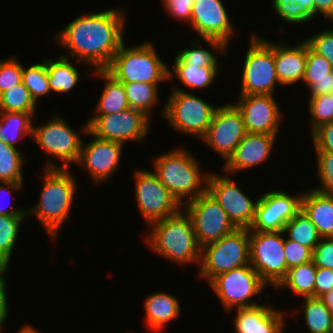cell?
Segmentation results:
<instances>
[{"label":"cell","instance_id":"cell-1","mask_svg":"<svg viewBox=\"0 0 333 333\" xmlns=\"http://www.w3.org/2000/svg\"><path fill=\"white\" fill-rule=\"evenodd\" d=\"M125 14L121 9L84 13L56 35L60 45L67 47L77 62L107 69L113 56L124 43Z\"/></svg>","mask_w":333,"mask_h":333},{"label":"cell","instance_id":"cell-2","mask_svg":"<svg viewBox=\"0 0 333 333\" xmlns=\"http://www.w3.org/2000/svg\"><path fill=\"white\" fill-rule=\"evenodd\" d=\"M181 210L170 217L149 225L151 232L145 238L147 245L157 254L178 264L201 262V247L198 245L192 220Z\"/></svg>","mask_w":333,"mask_h":333},{"label":"cell","instance_id":"cell-3","mask_svg":"<svg viewBox=\"0 0 333 333\" xmlns=\"http://www.w3.org/2000/svg\"><path fill=\"white\" fill-rule=\"evenodd\" d=\"M40 200L28 215L34 214L51 236L57 238L61 226L69 219L77 183L69 169H45Z\"/></svg>","mask_w":333,"mask_h":333},{"label":"cell","instance_id":"cell-4","mask_svg":"<svg viewBox=\"0 0 333 333\" xmlns=\"http://www.w3.org/2000/svg\"><path fill=\"white\" fill-rule=\"evenodd\" d=\"M180 147L155 158L154 173L183 206L207 191L209 174L201 171L198 161Z\"/></svg>","mask_w":333,"mask_h":333},{"label":"cell","instance_id":"cell-5","mask_svg":"<svg viewBox=\"0 0 333 333\" xmlns=\"http://www.w3.org/2000/svg\"><path fill=\"white\" fill-rule=\"evenodd\" d=\"M106 70L122 83L158 85L169 80L168 66L159 58L149 41L132 48H126L123 43Z\"/></svg>","mask_w":333,"mask_h":333},{"label":"cell","instance_id":"cell-6","mask_svg":"<svg viewBox=\"0 0 333 333\" xmlns=\"http://www.w3.org/2000/svg\"><path fill=\"white\" fill-rule=\"evenodd\" d=\"M250 264L249 229L236 228L201 248L199 276L208 283L217 275Z\"/></svg>","mask_w":333,"mask_h":333},{"label":"cell","instance_id":"cell-7","mask_svg":"<svg viewBox=\"0 0 333 333\" xmlns=\"http://www.w3.org/2000/svg\"><path fill=\"white\" fill-rule=\"evenodd\" d=\"M216 108L199 96L174 86L161 114L174 130L202 139Z\"/></svg>","mask_w":333,"mask_h":333},{"label":"cell","instance_id":"cell-8","mask_svg":"<svg viewBox=\"0 0 333 333\" xmlns=\"http://www.w3.org/2000/svg\"><path fill=\"white\" fill-rule=\"evenodd\" d=\"M244 59L240 95H274L280 82L274 60V43L252 34Z\"/></svg>","mask_w":333,"mask_h":333},{"label":"cell","instance_id":"cell-9","mask_svg":"<svg viewBox=\"0 0 333 333\" xmlns=\"http://www.w3.org/2000/svg\"><path fill=\"white\" fill-rule=\"evenodd\" d=\"M32 139L48 155L64 162L58 166L49 157L45 169H70V163L78 162L83 140L63 118L55 115L47 123L34 125Z\"/></svg>","mask_w":333,"mask_h":333},{"label":"cell","instance_id":"cell-10","mask_svg":"<svg viewBox=\"0 0 333 333\" xmlns=\"http://www.w3.org/2000/svg\"><path fill=\"white\" fill-rule=\"evenodd\" d=\"M209 285L226 311H231L259 305L250 299L260 294L268 284L249 264L217 275Z\"/></svg>","mask_w":333,"mask_h":333},{"label":"cell","instance_id":"cell-11","mask_svg":"<svg viewBox=\"0 0 333 333\" xmlns=\"http://www.w3.org/2000/svg\"><path fill=\"white\" fill-rule=\"evenodd\" d=\"M283 233L249 231L250 264L274 288L287 274Z\"/></svg>","mask_w":333,"mask_h":333},{"label":"cell","instance_id":"cell-12","mask_svg":"<svg viewBox=\"0 0 333 333\" xmlns=\"http://www.w3.org/2000/svg\"><path fill=\"white\" fill-rule=\"evenodd\" d=\"M190 26L211 48L227 55L235 30L221 0H195Z\"/></svg>","mask_w":333,"mask_h":333},{"label":"cell","instance_id":"cell-13","mask_svg":"<svg viewBox=\"0 0 333 333\" xmlns=\"http://www.w3.org/2000/svg\"><path fill=\"white\" fill-rule=\"evenodd\" d=\"M183 206L192 220L195 237L201 248L236 229L224 209L207 191Z\"/></svg>","mask_w":333,"mask_h":333},{"label":"cell","instance_id":"cell-14","mask_svg":"<svg viewBox=\"0 0 333 333\" xmlns=\"http://www.w3.org/2000/svg\"><path fill=\"white\" fill-rule=\"evenodd\" d=\"M150 119L143 112L129 107L114 114L94 115L87 124L94 136L124 144L125 141L142 142L149 133Z\"/></svg>","mask_w":333,"mask_h":333},{"label":"cell","instance_id":"cell-15","mask_svg":"<svg viewBox=\"0 0 333 333\" xmlns=\"http://www.w3.org/2000/svg\"><path fill=\"white\" fill-rule=\"evenodd\" d=\"M135 179L136 203L147 226L173 216L183 208L153 171L137 170Z\"/></svg>","mask_w":333,"mask_h":333},{"label":"cell","instance_id":"cell-16","mask_svg":"<svg viewBox=\"0 0 333 333\" xmlns=\"http://www.w3.org/2000/svg\"><path fill=\"white\" fill-rule=\"evenodd\" d=\"M246 133L242 115L234 104L217 105L211 124L201 140L226 163Z\"/></svg>","mask_w":333,"mask_h":333},{"label":"cell","instance_id":"cell-17","mask_svg":"<svg viewBox=\"0 0 333 333\" xmlns=\"http://www.w3.org/2000/svg\"><path fill=\"white\" fill-rule=\"evenodd\" d=\"M301 194L292 196L285 191H269L257 198L255 218L249 231H283L289 222L301 210Z\"/></svg>","mask_w":333,"mask_h":333},{"label":"cell","instance_id":"cell-18","mask_svg":"<svg viewBox=\"0 0 333 333\" xmlns=\"http://www.w3.org/2000/svg\"><path fill=\"white\" fill-rule=\"evenodd\" d=\"M207 192L227 213L236 228L249 229L255 218L256 201H252L228 176L210 172Z\"/></svg>","mask_w":333,"mask_h":333},{"label":"cell","instance_id":"cell-19","mask_svg":"<svg viewBox=\"0 0 333 333\" xmlns=\"http://www.w3.org/2000/svg\"><path fill=\"white\" fill-rule=\"evenodd\" d=\"M82 132L93 136L95 139L88 142V144L82 141L77 164L88 170L92 181L100 184L103 181L106 182L119 168L124 144L94 136L88 130L87 122L82 128Z\"/></svg>","mask_w":333,"mask_h":333},{"label":"cell","instance_id":"cell-20","mask_svg":"<svg viewBox=\"0 0 333 333\" xmlns=\"http://www.w3.org/2000/svg\"><path fill=\"white\" fill-rule=\"evenodd\" d=\"M233 103L242 115L247 133L277 135L282 113L274 95H240Z\"/></svg>","mask_w":333,"mask_h":333},{"label":"cell","instance_id":"cell-21","mask_svg":"<svg viewBox=\"0 0 333 333\" xmlns=\"http://www.w3.org/2000/svg\"><path fill=\"white\" fill-rule=\"evenodd\" d=\"M277 135L246 133L234 154L224 164V171L234 174L268 160Z\"/></svg>","mask_w":333,"mask_h":333},{"label":"cell","instance_id":"cell-22","mask_svg":"<svg viewBox=\"0 0 333 333\" xmlns=\"http://www.w3.org/2000/svg\"><path fill=\"white\" fill-rule=\"evenodd\" d=\"M259 304L238 308L234 318L236 333H284L285 313Z\"/></svg>","mask_w":333,"mask_h":333},{"label":"cell","instance_id":"cell-23","mask_svg":"<svg viewBox=\"0 0 333 333\" xmlns=\"http://www.w3.org/2000/svg\"><path fill=\"white\" fill-rule=\"evenodd\" d=\"M274 60L277 77L282 86L302 81L307 60V43L304 40L293 47L274 43Z\"/></svg>","mask_w":333,"mask_h":333},{"label":"cell","instance_id":"cell-24","mask_svg":"<svg viewBox=\"0 0 333 333\" xmlns=\"http://www.w3.org/2000/svg\"><path fill=\"white\" fill-rule=\"evenodd\" d=\"M301 211L315 225L321 237H333V196L312 189L301 198Z\"/></svg>","mask_w":333,"mask_h":333},{"label":"cell","instance_id":"cell-25","mask_svg":"<svg viewBox=\"0 0 333 333\" xmlns=\"http://www.w3.org/2000/svg\"><path fill=\"white\" fill-rule=\"evenodd\" d=\"M144 310L147 328L157 332L166 328L168 322L178 318L181 308L175 296L161 291L146 298Z\"/></svg>","mask_w":333,"mask_h":333},{"label":"cell","instance_id":"cell-26","mask_svg":"<svg viewBox=\"0 0 333 333\" xmlns=\"http://www.w3.org/2000/svg\"><path fill=\"white\" fill-rule=\"evenodd\" d=\"M95 70L98 77L106 81L105 87L97 104L95 115H108L124 111L129 108L127 95L123 83L117 80L106 69Z\"/></svg>","mask_w":333,"mask_h":333},{"label":"cell","instance_id":"cell-27","mask_svg":"<svg viewBox=\"0 0 333 333\" xmlns=\"http://www.w3.org/2000/svg\"><path fill=\"white\" fill-rule=\"evenodd\" d=\"M68 55H62L57 60L46 59L48 83L50 89L57 93H69L80 79V74Z\"/></svg>","mask_w":333,"mask_h":333},{"label":"cell","instance_id":"cell-28","mask_svg":"<svg viewBox=\"0 0 333 333\" xmlns=\"http://www.w3.org/2000/svg\"><path fill=\"white\" fill-rule=\"evenodd\" d=\"M317 267L313 261L290 268L275 289L290 288L293 294L314 297Z\"/></svg>","mask_w":333,"mask_h":333},{"label":"cell","instance_id":"cell-29","mask_svg":"<svg viewBox=\"0 0 333 333\" xmlns=\"http://www.w3.org/2000/svg\"><path fill=\"white\" fill-rule=\"evenodd\" d=\"M35 113L24 112H0V140L10 146L16 147L15 143L21 137L31 136Z\"/></svg>","mask_w":333,"mask_h":333},{"label":"cell","instance_id":"cell-30","mask_svg":"<svg viewBox=\"0 0 333 333\" xmlns=\"http://www.w3.org/2000/svg\"><path fill=\"white\" fill-rule=\"evenodd\" d=\"M219 68H204L195 65H185L177 56L173 69H169V80L172 75H177V79L186 87L191 89H205L212 84Z\"/></svg>","mask_w":333,"mask_h":333},{"label":"cell","instance_id":"cell-31","mask_svg":"<svg viewBox=\"0 0 333 333\" xmlns=\"http://www.w3.org/2000/svg\"><path fill=\"white\" fill-rule=\"evenodd\" d=\"M303 314L309 333H329L332 310L321 298H303Z\"/></svg>","mask_w":333,"mask_h":333},{"label":"cell","instance_id":"cell-32","mask_svg":"<svg viewBox=\"0 0 333 333\" xmlns=\"http://www.w3.org/2000/svg\"><path fill=\"white\" fill-rule=\"evenodd\" d=\"M129 107L151 117L153 107L158 103V85L150 83H123Z\"/></svg>","mask_w":333,"mask_h":333},{"label":"cell","instance_id":"cell-33","mask_svg":"<svg viewBox=\"0 0 333 333\" xmlns=\"http://www.w3.org/2000/svg\"><path fill=\"white\" fill-rule=\"evenodd\" d=\"M284 234H289L288 239L298 242L312 251L321 239L315 225L300 210L289 222L285 224Z\"/></svg>","mask_w":333,"mask_h":333},{"label":"cell","instance_id":"cell-34","mask_svg":"<svg viewBox=\"0 0 333 333\" xmlns=\"http://www.w3.org/2000/svg\"><path fill=\"white\" fill-rule=\"evenodd\" d=\"M25 217L0 215V269L8 270L19 227Z\"/></svg>","mask_w":333,"mask_h":333},{"label":"cell","instance_id":"cell-35","mask_svg":"<svg viewBox=\"0 0 333 333\" xmlns=\"http://www.w3.org/2000/svg\"><path fill=\"white\" fill-rule=\"evenodd\" d=\"M24 158L16 147L0 140V182L23 183Z\"/></svg>","mask_w":333,"mask_h":333},{"label":"cell","instance_id":"cell-36","mask_svg":"<svg viewBox=\"0 0 333 333\" xmlns=\"http://www.w3.org/2000/svg\"><path fill=\"white\" fill-rule=\"evenodd\" d=\"M36 107L23 82L0 94V112L36 113Z\"/></svg>","mask_w":333,"mask_h":333},{"label":"cell","instance_id":"cell-37","mask_svg":"<svg viewBox=\"0 0 333 333\" xmlns=\"http://www.w3.org/2000/svg\"><path fill=\"white\" fill-rule=\"evenodd\" d=\"M23 84L29 90L32 99L38 103L39 97L51 93L48 83V71L46 69V59L43 63L30 65L23 68Z\"/></svg>","mask_w":333,"mask_h":333},{"label":"cell","instance_id":"cell-38","mask_svg":"<svg viewBox=\"0 0 333 333\" xmlns=\"http://www.w3.org/2000/svg\"><path fill=\"white\" fill-rule=\"evenodd\" d=\"M308 102L312 131L324 123L333 122V94L310 97Z\"/></svg>","mask_w":333,"mask_h":333},{"label":"cell","instance_id":"cell-39","mask_svg":"<svg viewBox=\"0 0 333 333\" xmlns=\"http://www.w3.org/2000/svg\"><path fill=\"white\" fill-rule=\"evenodd\" d=\"M192 42L193 48H184V50L178 51L177 57L185 64V65H195L197 67L204 68H219L217 57L211 50H207L205 48L199 47L200 43Z\"/></svg>","mask_w":333,"mask_h":333},{"label":"cell","instance_id":"cell-40","mask_svg":"<svg viewBox=\"0 0 333 333\" xmlns=\"http://www.w3.org/2000/svg\"><path fill=\"white\" fill-rule=\"evenodd\" d=\"M333 70L331 63L323 56L313 52L307 44V60L302 82L308 89L313 85V79H322Z\"/></svg>","mask_w":333,"mask_h":333},{"label":"cell","instance_id":"cell-41","mask_svg":"<svg viewBox=\"0 0 333 333\" xmlns=\"http://www.w3.org/2000/svg\"><path fill=\"white\" fill-rule=\"evenodd\" d=\"M315 154L317 155V175L322 186L314 189L333 196V153L316 152Z\"/></svg>","mask_w":333,"mask_h":333},{"label":"cell","instance_id":"cell-42","mask_svg":"<svg viewBox=\"0 0 333 333\" xmlns=\"http://www.w3.org/2000/svg\"><path fill=\"white\" fill-rule=\"evenodd\" d=\"M23 66L15 57L0 61V94L22 83Z\"/></svg>","mask_w":333,"mask_h":333},{"label":"cell","instance_id":"cell-43","mask_svg":"<svg viewBox=\"0 0 333 333\" xmlns=\"http://www.w3.org/2000/svg\"><path fill=\"white\" fill-rule=\"evenodd\" d=\"M284 255L288 271L292 267L312 261L313 251L298 242L284 238Z\"/></svg>","mask_w":333,"mask_h":333},{"label":"cell","instance_id":"cell-44","mask_svg":"<svg viewBox=\"0 0 333 333\" xmlns=\"http://www.w3.org/2000/svg\"><path fill=\"white\" fill-rule=\"evenodd\" d=\"M308 47L316 54L325 57L333 68V29L312 35L305 39Z\"/></svg>","mask_w":333,"mask_h":333},{"label":"cell","instance_id":"cell-45","mask_svg":"<svg viewBox=\"0 0 333 333\" xmlns=\"http://www.w3.org/2000/svg\"><path fill=\"white\" fill-rule=\"evenodd\" d=\"M273 8L280 18L292 24L305 23L314 18L305 7L296 3L273 4Z\"/></svg>","mask_w":333,"mask_h":333},{"label":"cell","instance_id":"cell-46","mask_svg":"<svg viewBox=\"0 0 333 333\" xmlns=\"http://www.w3.org/2000/svg\"><path fill=\"white\" fill-rule=\"evenodd\" d=\"M312 261L316 267L333 269V237H321L313 250Z\"/></svg>","mask_w":333,"mask_h":333},{"label":"cell","instance_id":"cell-47","mask_svg":"<svg viewBox=\"0 0 333 333\" xmlns=\"http://www.w3.org/2000/svg\"><path fill=\"white\" fill-rule=\"evenodd\" d=\"M311 132L316 152L333 153V122L324 123Z\"/></svg>","mask_w":333,"mask_h":333},{"label":"cell","instance_id":"cell-48","mask_svg":"<svg viewBox=\"0 0 333 333\" xmlns=\"http://www.w3.org/2000/svg\"><path fill=\"white\" fill-rule=\"evenodd\" d=\"M195 0H163L164 7L176 19L188 21L190 24L192 6Z\"/></svg>","mask_w":333,"mask_h":333},{"label":"cell","instance_id":"cell-49","mask_svg":"<svg viewBox=\"0 0 333 333\" xmlns=\"http://www.w3.org/2000/svg\"><path fill=\"white\" fill-rule=\"evenodd\" d=\"M333 290V269L317 267L314 297L321 298Z\"/></svg>","mask_w":333,"mask_h":333},{"label":"cell","instance_id":"cell-50","mask_svg":"<svg viewBox=\"0 0 333 333\" xmlns=\"http://www.w3.org/2000/svg\"><path fill=\"white\" fill-rule=\"evenodd\" d=\"M3 184H5V186L2 185V183L0 184V195L1 196L3 194H10L9 197H11L12 194L10 192V189H13V191L14 190L18 191V190H20L23 187L22 186L23 183H14V182H7L6 183L5 182ZM6 185H7V187H6ZM5 197H6V195H5ZM2 199L0 197V202H1ZM9 199H11V198H9ZM8 203L10 204V201ZM9 204H8V206H9ZM5 206L6 205H4V207H3V205L1 206V203H0V215H7V216H27L25 208H23V209L22 208H20V209L19 208H17V209L16 208L15 209L14 208L9 209L8 206H6V207Z\"/></svg>","mask_w":333,"mask_h":333},{"label":"cell","instance_id":"cell-51","mask_svg":"<svg viewBox=\"0 0 333 333\" xmlns=\"http://www.w3.org/2000/svg\"><path fill=\"white\" fill-rule=\"evenodd\" d=\"M310 97L333 94V70L327 77L322 79H313V85L309 88Z\"/></svg>","mask_w":333,"mask_h":333},{"label":"cell","instance_id":"cell-52","mask_svg":"<svg viewBox=\"0 0 333 333\" xmlns=\"http://www.w3.org/2000/svg\"><path fill=\"white\" fill-rule=\"evenodd\" d=\"M7 273V269H0V332L1 327L8 316V299L6 293V281L5 274Z\"/></svg>","mask_w":333,"mask_h":333},{"label":"cell","instance_id":"cell-53","mask_svg":"<svg viewBox=\"0 0 333 333\" xmlns=\"http://www.w3.org/2000/svg\"><path fill=\"white\" fill-rule=\"evenodd\" d=\"M313 3L314 17L321 13L326 19L333 22V0H313Z\"/></svg>","mask_w":333,"mask_h":333},{"label":"cell","instance_id":"cell-54","mask_svg":"<svg viewBox=\"0 0 333 333\" xmlns=\"http://www.w3.org/2000/svg\"><path fill=\"white\" fill-rule=\"evenodd\" d=\"M290 3H296L305 7L314 16V3L313 0H290Z\"/></svg>","mask_w":333,"mask_h":333},{"label":"cell","instance_id":"cell-55","mask_svg":"<svg viewBox=\"0 0 333 333\" xmlns=\"http://www.w3.org/2000/svg\"><path fill=\"white\" fill-rule=\"evenodd\" d=\"M321 299L329 308H331L333 312V290L328 294H325L323 297H321Z\"/></svg>","mask_w":333,"mask_h":333},{"label":"cell","instance_id":"cell-56","mask_svg":"<svg viewBox=\"0 0 333 333\" xmlns=\"http://www.w3.org/2000/svg\"><path fill=\"white\" fill-rule=\"evenodd\" d=\"M17 333H41L36 328L32 327L30 324L25 325Z\"/></svg>","mask_w":333,"mask_h":333},{"label":"cell","instance_id":"cell-57","mask_svg":"<svg viewBox=\"0 0 333 333\" xmlns=\"http://www.w3.org/2000/svg\"><path fill=\"white\" fill-rule=\"evenodd\" d=\"M272 4H285V3H290V0H273Z\"/></svg>","mask_w":333,"mask_h":333},{"label":"cell","instance_id":"cell-58","mask_svg":"<svg viewBox=\"0 0 333 333\" xmlns=\"http://www.w3.org/2000/svg\"><path fill=\"white\" fill-rule=\"evenodd\" d=\"M329 333H333V312H332V318H331V326Z\"/></svg>","mask_w":333,"mask_h":333}]
</instances>
